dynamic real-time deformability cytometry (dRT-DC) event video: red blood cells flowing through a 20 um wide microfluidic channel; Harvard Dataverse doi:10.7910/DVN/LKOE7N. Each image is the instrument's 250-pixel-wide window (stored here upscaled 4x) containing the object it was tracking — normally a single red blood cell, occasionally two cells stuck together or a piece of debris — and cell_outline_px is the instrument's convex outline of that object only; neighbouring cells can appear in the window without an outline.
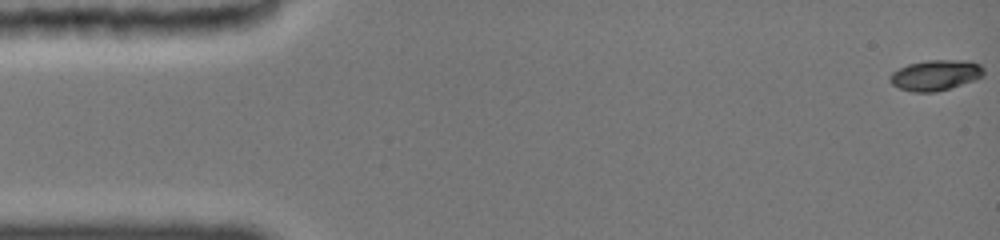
{"species": "common noctule bat (a hibernating species)", "species_latin": "Nyctalus noctula", "temperature_condition": "cold", "stored_images_in_passage": 34, "camera_frame_rate_fps": 3000, "um_per_image_px": 0.085, "animal": {"sex": "female", "body_mass_g": 19.0, "forearm_length_mm": 51.5}, "frame": {"image": 1, "passage_image": 1, "time_ms": 0.0, "image_size_px": [1000, 240], "cell_outline_px": [[984, 76], [976, 80], [936, 92], [912, 92], [900, 88], [892, 84], [888, 80], [888, 76], [892, 72], [908, 64], [928, 60], [968, 60], [980, 64], [984, 68]], "centroid_in_image_um": [79.54, 6.39], "position_along_channel_um": 5.5, "area_um2": 16.88}}
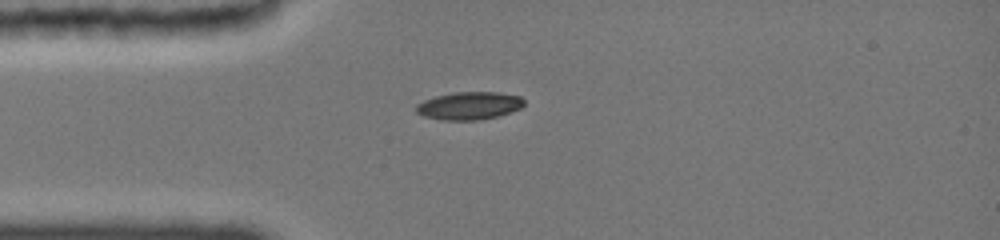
{"frame": {"image": 2, "passage_image": 28, "time_ms": 4.0, "image_size_px": [1000, 240], "cell_outline_px": [[524, 104], [520, 108], [496, 116], [476, 120], [444, 120], [424, 116], [416, 112], [416, 104], [424, 100], [436, 96], [452, 92], [496, 92], [520, 96], [524, 100]], "centroid_in_image_um": [39.85, 8.97], "position_along_channel_um": 45.1, "area_um2": 17.28}}